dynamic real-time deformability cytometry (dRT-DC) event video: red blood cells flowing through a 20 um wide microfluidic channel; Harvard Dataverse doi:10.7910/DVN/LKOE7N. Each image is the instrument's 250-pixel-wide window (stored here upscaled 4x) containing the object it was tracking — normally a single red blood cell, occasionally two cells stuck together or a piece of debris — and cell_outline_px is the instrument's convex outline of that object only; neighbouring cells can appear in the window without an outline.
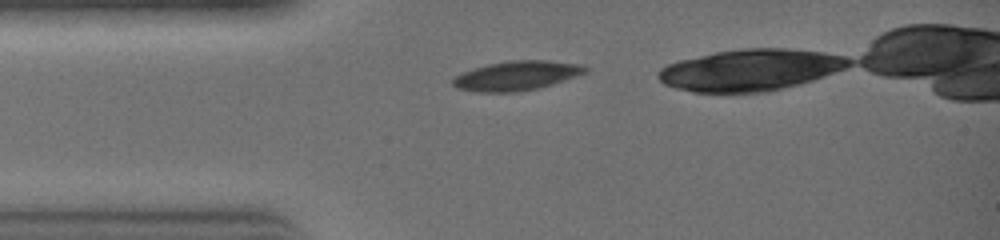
{"species": "common noctule bat (a hibernating species)", "species_latin": "Nyctalus noctula", "temperature_condition": "warm", "stored_images_in_passage": 9, "camera_frame_rate_fps": 3000, "um_per_image_px": 0.085, "animal": {"sex": "female", "body_mass_g": 19.0, "forearm_length_mm": 51.5}, "frame": {"image": 1, "passage_image": 1, "time_ms": 0.0, "image_size_px": [1000, 240], "cell_outline_px": [[588, 72], [552, 84], [520, 92], [476, 92], [456, 88], [452, 84], [452, 80], [456, 76], [472, 68], [488, 64], [508, 60], [548, 60], [580, 64], [588, 68]], "centroid_in_image_um": [43.9, 6.43], "position_along_channel_um": 41.1, "area_um2": 22.72}}